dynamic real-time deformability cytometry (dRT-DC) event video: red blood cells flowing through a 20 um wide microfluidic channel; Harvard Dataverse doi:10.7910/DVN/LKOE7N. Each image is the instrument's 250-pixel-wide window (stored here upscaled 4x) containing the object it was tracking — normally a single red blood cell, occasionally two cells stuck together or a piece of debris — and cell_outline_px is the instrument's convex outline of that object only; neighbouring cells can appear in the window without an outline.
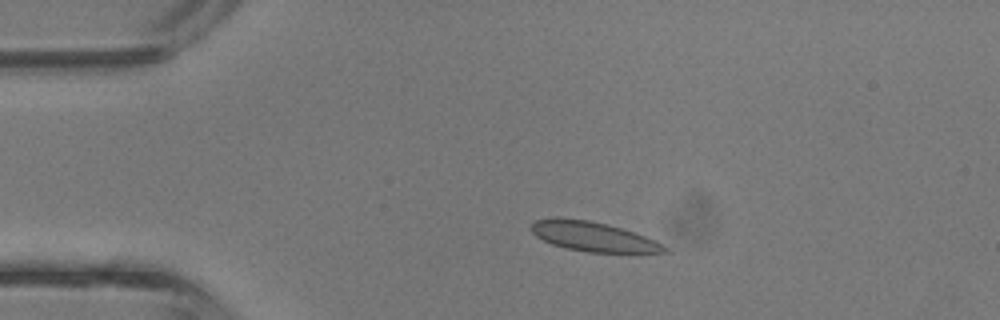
{"species": "common noctule bat (a hibernating species)", "species_latin": "Nyctalus noctula", "temperature_condition": "room temperature", "stored_images_in_passage": 4, "camera_frame_rate_fps": 3000, "um_per_image_px": 0.085, "animal": {"sex": "male", "body_mass_g": 13.3}, "frame": {"image": 1, "passage_image": 2, "time_ms": 0.333, "image_size_px": [1000, 320], "cell_outline_px": [[668, 252], [588, 252], [568, 248], [552, 244], [536, 236], [532, 232], [532, 224], [536, 220], [556, 216], [588, 220], [608, 224], [644, 236], [668, 248]], "centroid_in_image_um": [50.35, 20.09], "position_along_channel_um": 34.7, "area_um2": 22.54}}
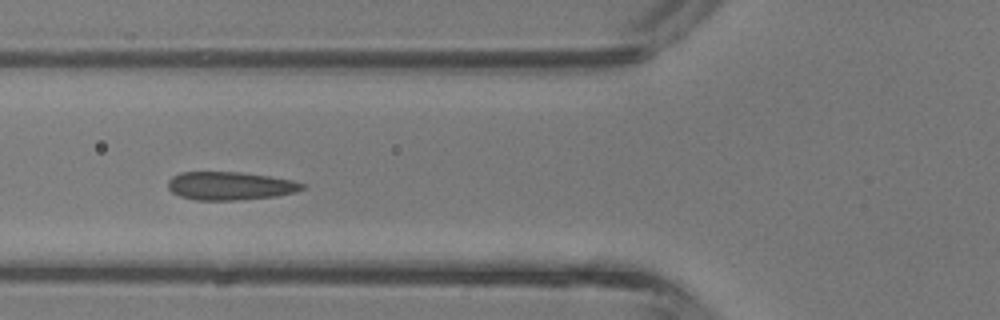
{"frame": {"image": 2, "passage_image": 4, "time_ms": 1.0, "image_size_px": [1000, 320], "cell_outline_px": [[308, 184], [304, 188], [296, 192], [276, 196], [240, 200], [196, 200], [180, 196], [172, 192], [168, 188], [168, 180], [172, 176], [180, 172], [240, 172], [268, 176], [292, 180]], "centroid_in_image_um": [19.57, 15.8], "position_along_channel_um": 106.2, "area_um2": 22.2}}